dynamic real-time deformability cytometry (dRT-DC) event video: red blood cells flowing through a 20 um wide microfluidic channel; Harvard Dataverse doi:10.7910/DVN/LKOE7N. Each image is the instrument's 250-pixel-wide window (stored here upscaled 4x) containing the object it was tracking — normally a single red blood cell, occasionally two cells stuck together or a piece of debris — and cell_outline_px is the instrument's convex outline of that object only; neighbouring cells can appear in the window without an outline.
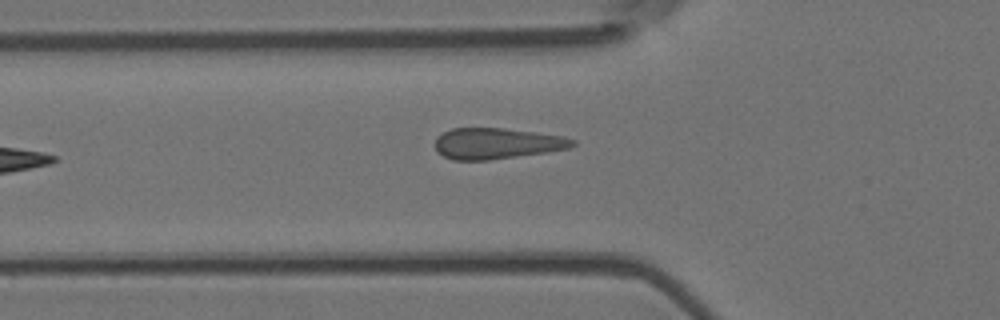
{"species": "Egyptian fruit bat (a non-hibernating species)", "species_latin": "Rousettus aegyptiacus", "temperature_condition": "room temperature", "stored_images_in_passage": 2, "camera_frame_rate_fps": 3000, "um_per_image_px": 0.085, "animal": {"sex": "female"}, "frame": {"image": 1, "passage_image": 2, "time_ms": 0.333, "image_size_px": [1000, 320], "cell_outline_px": [[576, 144], [568, 148], [548, 152], [488, 160], [452, 160], [436, 152], [432, 144], [436, 136], [452, 128], [504, 128], [536, 132], [564, 136], [576, 140]], "centroid_in_image_um": [42.18, 12.19], "position_along_channel_um": 83.6, "area_um2": 25.14}}